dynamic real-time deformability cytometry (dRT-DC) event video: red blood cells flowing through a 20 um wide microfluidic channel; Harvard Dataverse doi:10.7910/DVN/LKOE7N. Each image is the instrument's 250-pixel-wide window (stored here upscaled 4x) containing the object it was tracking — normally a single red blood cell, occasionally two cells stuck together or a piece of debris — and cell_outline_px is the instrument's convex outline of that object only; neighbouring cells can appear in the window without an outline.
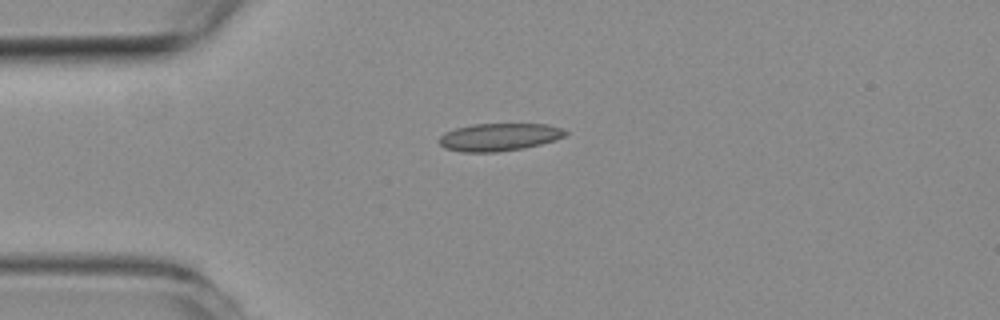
{"species": "common noctule bat (a hibernating species)", "species_latin": "Nyctalus noctula", "temperature_condition": "room temperature", "stored_images_in_passage": 40, "camera_frame_rate_fps": 3000, "um_per_image_px": 0.085, "animal": {"sex": "female", "body_mass_g": 19.3, "forearm_length_mm": 54.1}, "frame": {"image": 1, "passage_image": 1, "time_ms": 0.0, "image_size_px": [1000, 320], "cell_outline_px": [[568, 132], [564, 136], [556, 140], [524, 148], [496, 152], [460, 152], [444, 148], [440, 144], [440, 136], [444, 132], [456, 128], [472, 124], [548, 124], [564, 128]], "centroid_in_image_um": [42.44, 11.65], "position_along_channel_um": 42.6, "area_um2": 20.46}}
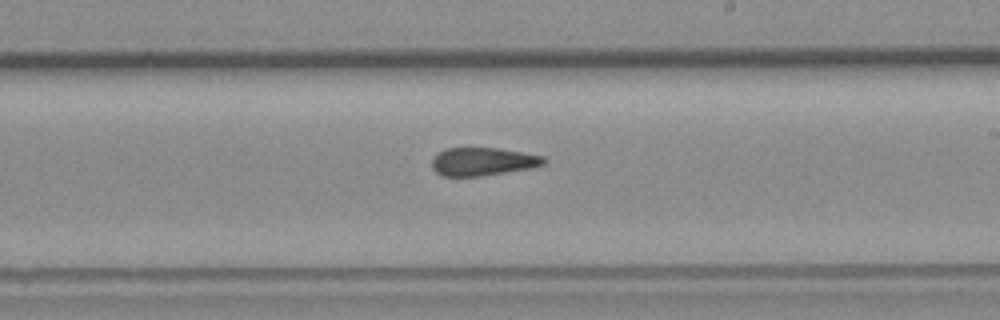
{"frame": {"image": 2, "passage_image": 18, "time_ms": 5.667, "image_size_px": [1000, 320], "cell_outline_px": [[548, 160], [544, 164], [532, 168], [480, 176], [444, 176], [436, 172], [432, 168], [432, 156], [436, 152], [444, 148], [496, 148], [544, 156]], "centroid_in_image_um": [41.01, 13.73], "position_along_channel_um": 248.0, "area_um2": 18.44}}
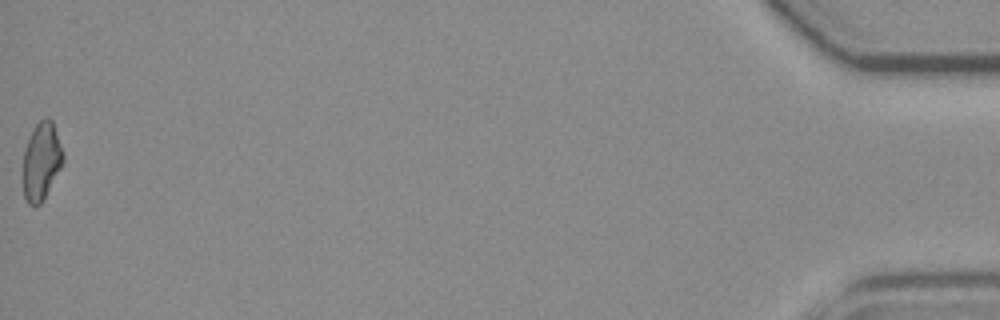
{"frame": {"image": 3, "passage_image": 40, "time_ms": 13.0, "image_size_px": [1000, 320], "cell_outline_px": [[64, 160], [60, 168], [40, 204], [28, 204], [24, 196], [24, 152], [28, 140], [36, 124], [44, 116], [48, 116], [52, 120], [64, 152]], "centroid_in_image_um": [3.54, 13.64], "position_along_channel_um": 431.7, "area_um2": 17.74}, "authors_computed_cell_mechanics": {"area_um2": 18.9873, "velocity_mm_per_s": 3.9879, "shape_relaxation_time_tau1_ms": null, "shape_relaxation_time_tau2_ms": 2.2799, "deformation_change_tau1": null, "deformation_change_tau2": 0.101}}